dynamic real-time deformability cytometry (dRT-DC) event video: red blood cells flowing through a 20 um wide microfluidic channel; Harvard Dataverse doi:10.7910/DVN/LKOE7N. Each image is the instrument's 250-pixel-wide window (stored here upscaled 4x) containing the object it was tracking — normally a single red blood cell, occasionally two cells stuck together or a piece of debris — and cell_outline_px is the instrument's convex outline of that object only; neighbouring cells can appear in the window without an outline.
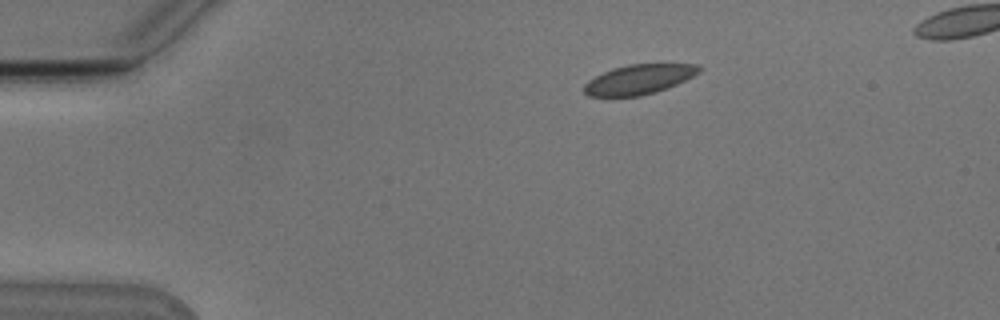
{"species": "Egyptian fruit bat (a non-hibernating species)", "species_latin": "Rousettus aegyptiacus", "temperature_condition": "cold", "stored_images_in_passage": 45, "camera_frame_rate_fps": 3000, "um_per_image_px": 0.085, "animal": {"sex": "male"}, "frame": {"image": 1, "passage_image": 1, "time_ms": 0.0, "image_size_px": [1000, 320], "cell_outline_px": [[704, 68], [700, 72], [676, 84], [656, 92], [640, 96], [588, 96], [584, 92], [584, 84], [588, 80], [612, 68], [628, 64], [696, 64]], "centroid_in_image_um": [54.31, 6.74], "position_along_channel_um": 30.7, "area_um2": 19.83}}
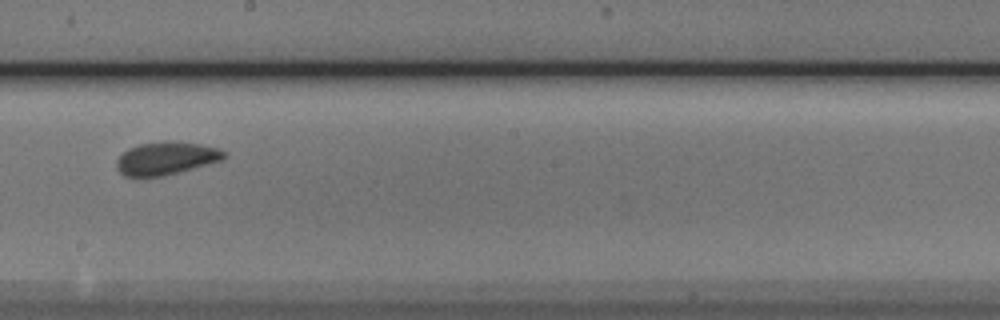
{"frame": {"image": 2, "passage_image": 22, "time_ms": 7.0, "image_size_px": [1000, 320], "cell_outline_px": [[228, 156], [224, 160], [164, 176], [124, 176], [116, 168], [116, 160], [128, 148], [140, 144], [168, 140], [172, 140], [200, 144], [220, 148], [228, 152]], "centroid_in_image_um": [14.18, 13.44], "position_along_channel_um": 234.0, "area_um2": 20.92}}
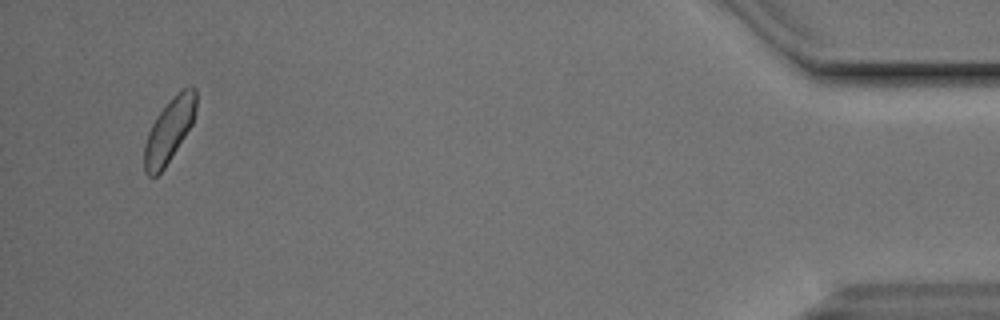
{"frame": {"image": 3, "passage_image": 43, "time_ms": 14.0, "image_size_px": [1000, 320], "cell_outline_px": [[196, 112], [192, 124], [164, 168], [156, 176], [148, 176], [144, 172], [144, 144], [148, 132], [156, 116], [184, 88], [192, 84], [196, 88]], "centroid_in_image_um": [14.38, 11.1], "position_along_channel_um": 420.8, "area_um2": 18.84}}